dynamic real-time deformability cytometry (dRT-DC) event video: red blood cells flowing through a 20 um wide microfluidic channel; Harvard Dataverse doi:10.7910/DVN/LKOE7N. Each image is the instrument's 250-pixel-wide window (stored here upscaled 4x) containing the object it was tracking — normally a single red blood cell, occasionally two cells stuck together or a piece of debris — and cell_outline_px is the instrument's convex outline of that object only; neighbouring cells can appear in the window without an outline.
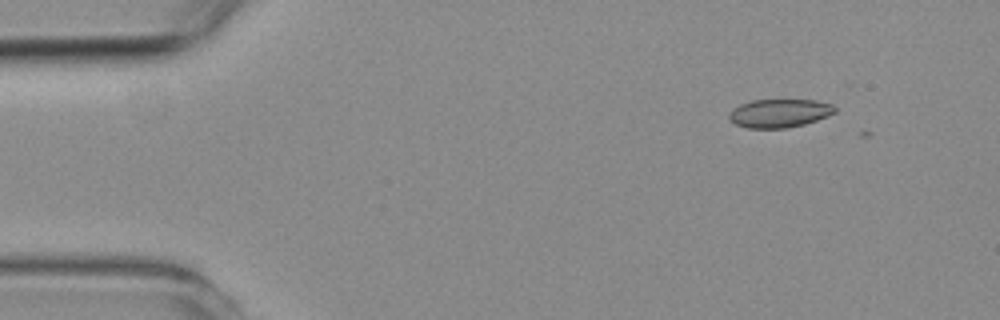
{"species": "common noctule bat (a hibernating species)", "species_latin": "Nyctalus noctula", "temperature_condition": "room temperature", "stored_images_in_passage": 4, "camera_frame_rate_fps": 3000, "um_per_image_px": 0.085, "animal": {"sex": "female", "body_mass_g": 19.3, "forearm_length_mm": 54.1}, "frame": {"image": 1, "passage_image": 1, "time_ms": 0.0, "image_size_px": [1000, 320], "cell_outline_px": [[836, 112], [828, 116], [804, 124], [788, 128], [748, 128], [736, 124], [728, 120], [728, 112], [732, 108], [740, 104], [752, 100], [816, 100], [832, 104], [836, 108]], "centroid_in_image_um": [66.22, 9.62], "position_along_channel_um": 18.8, "area_um2": 17.69}}